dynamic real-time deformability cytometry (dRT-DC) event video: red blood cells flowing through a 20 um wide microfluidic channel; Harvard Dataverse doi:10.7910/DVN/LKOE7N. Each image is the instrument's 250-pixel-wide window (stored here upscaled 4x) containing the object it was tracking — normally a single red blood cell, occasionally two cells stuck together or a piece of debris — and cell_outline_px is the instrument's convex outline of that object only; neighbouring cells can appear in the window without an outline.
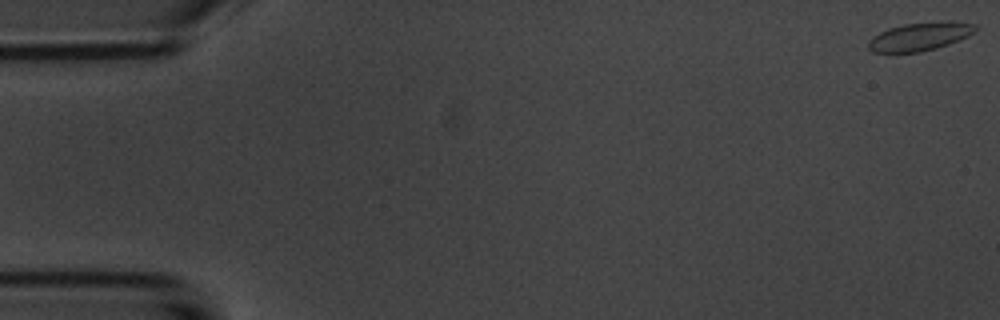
{"species": "common noctule bat (a hibernating species)", "species_latin": "Nyctalus noctula", "temperature_condition": "room temperature", "stored_images_in_passage": 55, "camera_frame_rate_fps": 3000, "um_per_image_px": 0.085, "animal": {"sex": "male", "body_mass_g": 20.1, "forearm_length_mm": 53.5}, "frame": {"image": 1, "passage_image": 1, "time_ms": 0.0, "image_size_px": [1000, 320], "cell_outline_px": [[980, 28], [976, 32], [960, 40], [936, 48], [920, 52], [872, 52], [868, 48], [868, 40], [872, 36], [888, 28], [904, 24], [940, 20], [952, 20], [976, 24]], "centroid_in_image_um": [78.25, 3.07], "position_along_channel_um": 6.7, "area_um2": 18.09}}
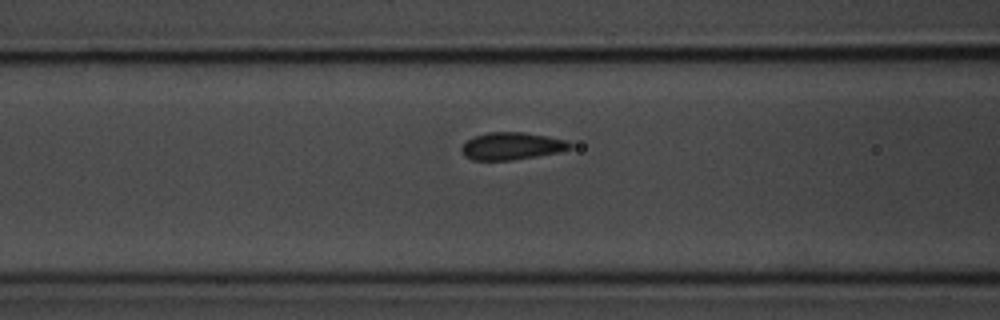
{"frame": {"image": 2, "passage_image": 22, "time_ms": 7.0, "image_size_px": [1000, 320], "cell_outline_px": [[572, 148], [560, 152], [512, 160], [472, 160], [464, 156], [460, 148], [468, 140], [476, 136], [488, 132], [524, 132], [564, 140], [572, 144]], "centroid_in_image_um": [43.48, 12.42], "position_along_channel_um": 123.1, "area_um2": 17.11}}
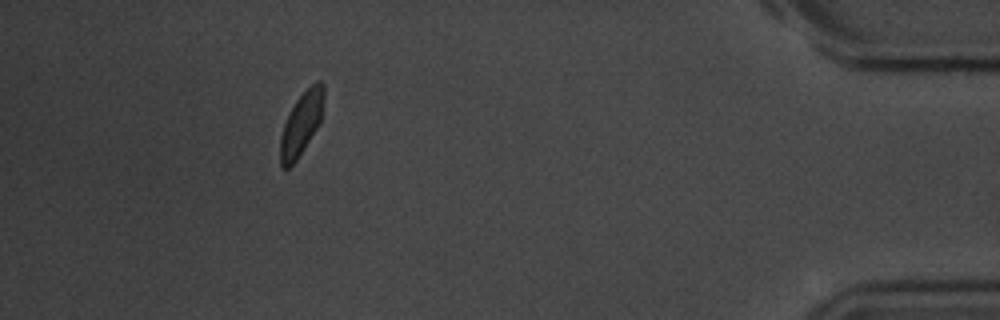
{"frame": {"image": 3, "passage_image": 50, "time_ms": 16.333, "image_size_px": [1000, 320], "cell_outline_px": [[324, 100], [320, 124], [296, 160], [288, 168], [284, 168], [280, 164], [280, 136], [284, 124], [296, 100], [316, 80], [320, 80], [324, 84]], "centroid_in_image_um": [25.63, 10.5], "position_along_channel_um": 409.6, "area_um2": 15.84}, "authors_computed_cell_mechanics": {"area_um2": 17.2244, "velocity_mm_per_s": 3.6842, "shape_relaxation_time_tau1_ms": 4.4917, "shape_relaxation_time_tau2_ms": null, "deformation_change_tau1": 0.133, "deformation_change_tau2": null}}